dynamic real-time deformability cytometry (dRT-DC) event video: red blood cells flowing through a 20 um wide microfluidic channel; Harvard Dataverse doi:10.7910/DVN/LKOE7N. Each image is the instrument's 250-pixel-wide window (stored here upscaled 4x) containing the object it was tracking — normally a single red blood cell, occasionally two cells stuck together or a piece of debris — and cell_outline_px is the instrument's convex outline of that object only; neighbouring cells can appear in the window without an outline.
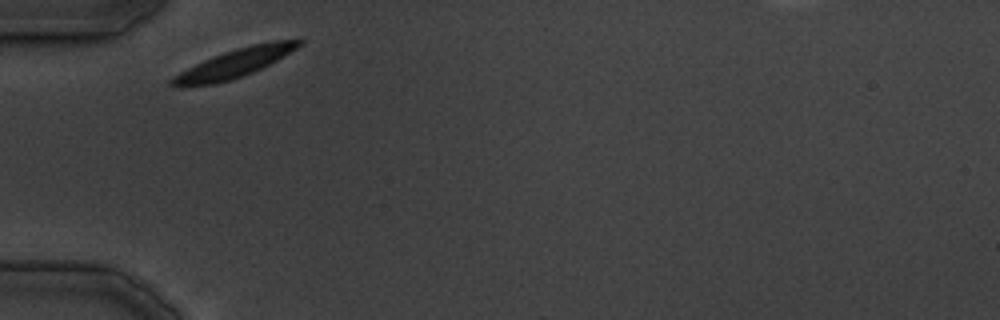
{"species": "common noctule bat (a hibernating species)", "species_latin": "Nyctalus noctula", "temperature_condition": "cold", "stored_images_in_passage": 4, "camera_frame_rate_fps": 3000, "um_per_image_px": 0.085, "animal": {"sex": "male", "body_mass_g": 19.5, "forearm_length_mm": 54.6}, "frame": {"image": 1, "passage_image": 1, "time_ms": 0.0, "image_size_px": [1000, 320], "cell_outline_px": [[304, 44], [276, 60], [252, 72], [216, 84], [184, 88], [168, 84], [168, 80], [172, 76], [204, 60], [224, 52], [236, 48], [252, 44], [276, 40], [304, 40]], "centroid_in_image_um": [19.86, 5.4], "position_along_channel_um": 65.1, "area_um2": 20.98}}